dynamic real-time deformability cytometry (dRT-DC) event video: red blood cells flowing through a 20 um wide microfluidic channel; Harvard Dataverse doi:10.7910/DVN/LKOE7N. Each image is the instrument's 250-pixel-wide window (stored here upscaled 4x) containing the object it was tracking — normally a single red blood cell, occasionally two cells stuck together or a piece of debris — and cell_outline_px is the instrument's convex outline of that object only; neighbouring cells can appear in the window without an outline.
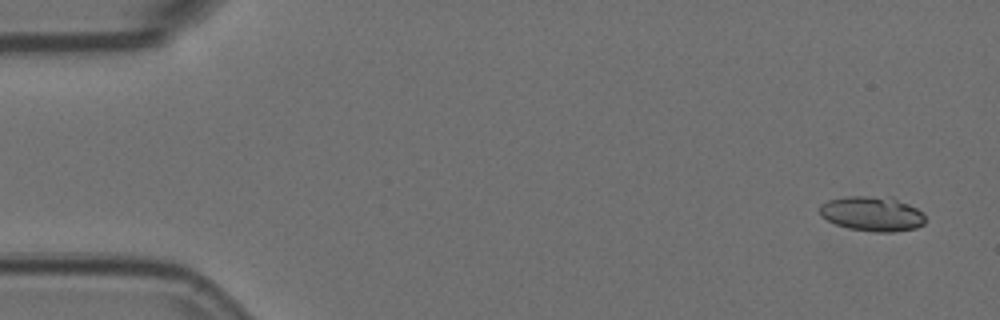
{"species": "Egyptian fruit bat (a non-hibernating species)", "species_latin": "Rousettus aegyptiacus", "temperature_condition": "room temperature", "stored_images_in_passage": 5, "camera_frame_rate_fps": 3000, "um_per_image_px": 0.085, "animal": {"sex": "female"}, "frame": {"image": 1, "passage_image": 1, "time_ms": 0.0, "image_size_px": [1000, 320], "cell_outline_px": [[924, 224], [916, 228], [892, 232], [876, 232], [848, 228], [836, 224], [820, 216], [820, 204], [828, 200], [844, 196], [892, 196], [924, 212]], "centroid_in_image_um": [74.14, 18.15], "position_along_channel_um": 10.9, "area_um2": 21.62}}
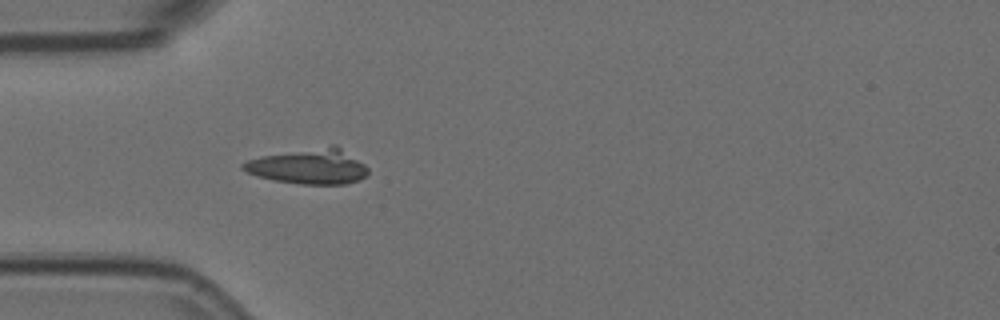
{"frame": {"image": 2, "passage_image": 5, "time_ms": 1.333, "image_size_px": [1000, 320], "cell_outline_px": [[368, 176], [360, 180], [344, 184], [300, 184], [276, 180], [256, 176], [240, 168], [240, 164], [248, 160], [260, 156], [332, 144], [336, 144], [364, 164], [368, 168]], "centroid_in_image_um": [26.27, 14.14], "position_along_channel_um": 58.7, "area_um2": 25.78}}